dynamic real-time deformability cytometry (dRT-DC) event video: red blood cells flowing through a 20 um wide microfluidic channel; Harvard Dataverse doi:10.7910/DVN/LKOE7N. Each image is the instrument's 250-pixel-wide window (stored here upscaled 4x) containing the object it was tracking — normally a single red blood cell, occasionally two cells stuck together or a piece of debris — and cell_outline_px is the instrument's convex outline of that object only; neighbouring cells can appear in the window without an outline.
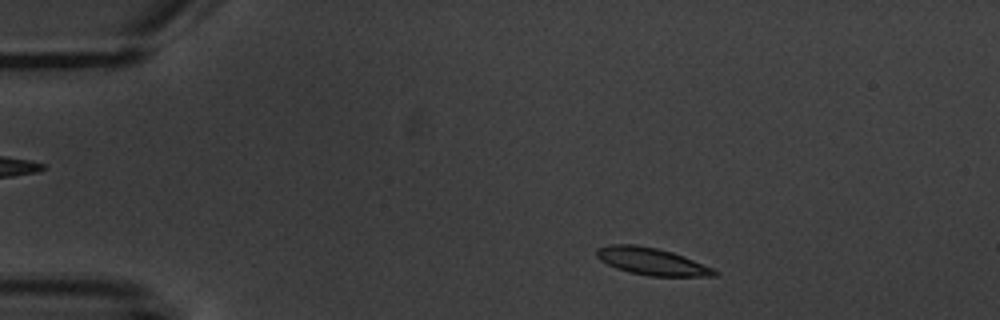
{"species": "common noctule bat (a hibernating species)", "species_latin": "Nyctalus noctula", "temperature_condition": "warm", "stored_images_in_passage": 3, "camera_frame_rate_fps": 3000, "um_per_image_px": 0.085, "animal": {"sex": "male", "body_mass_g": 20.1, "forearm_length_mm": 53.5}, "frame": {"image": 1, "passage_image": 1, "time_ms": 0.0, "image_size_px": [1000, 320], "cell_outline_px": [[720, 272], [716, 276], [648, 276], [628, 272], [616, 268], [600, 260], [596, 256], [596, 248], [612, 244], [636, 244], [656, 248], [672, 252], [684, 256], [712, 268]], "centroid_in_image_um": [55.38, 22.22], "position_along_channel_um": 29.6, "area_um2": 18.67}}